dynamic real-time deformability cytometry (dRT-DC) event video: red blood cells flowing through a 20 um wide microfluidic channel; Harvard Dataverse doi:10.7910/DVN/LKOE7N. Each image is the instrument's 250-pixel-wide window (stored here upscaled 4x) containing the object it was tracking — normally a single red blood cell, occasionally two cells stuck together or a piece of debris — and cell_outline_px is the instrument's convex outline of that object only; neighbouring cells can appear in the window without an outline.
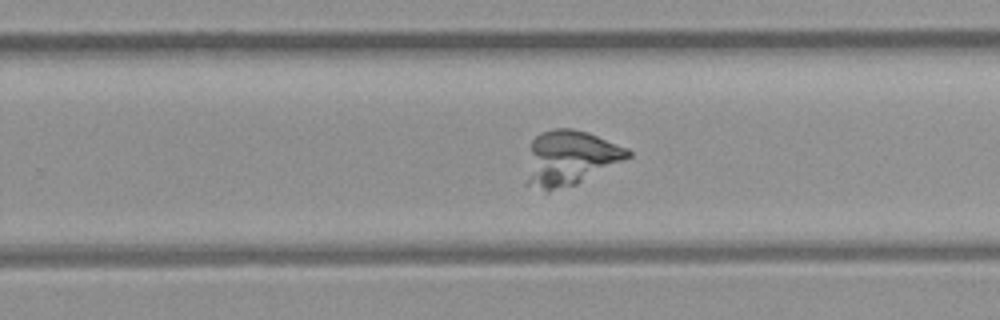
{"species": "common noctule bat (a hibernating species)", "species_latin": "Nyctalus noctula", "temperature_condition": "room temperature", "stored_images_in_passage": 41, "camera_frame_rate_fps": 3000, "um_per_image_px": 0.085, "animal": {"sex": "female", "body_mass_g": 21.9}, "frame": {"image": 1, "passage_image": 29, "time_ms": 9.333, "image_size_px": [1000, 320], "cell_outline_px": [[632, 156], [576, 184], [548, 192], [544, 192], [524, 184], [532, 140], [540, 132], [556, 128], [572, 128], [588, 132], [628, 148], [632, 152]], "centroid_in_image_um": [48.42, 13.44], "position_along_channel_um": 281.4, "area_um2": 32.66}}
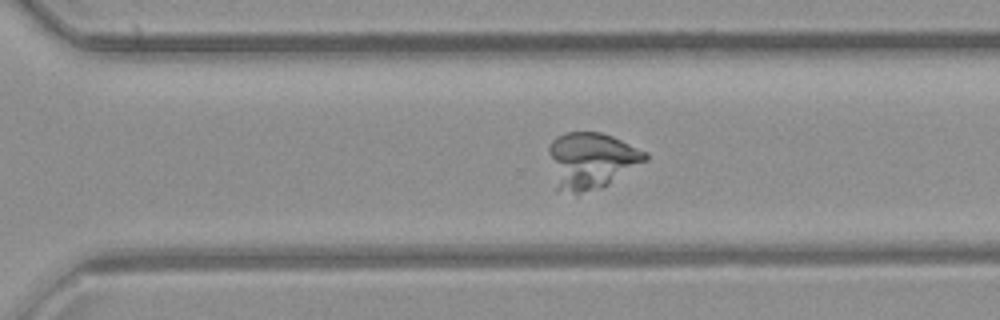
{"frame": {"image": 2, "passage_image": 32, "time_ms": 10.333, "image_size_px": [1000, 320], "cell_outline_px": [[648, 160], [608, 184], [600, 188], [576, 196], [556, 192], [548, 152], [548, 148], [552, 140], [556, 136], [564, 132], [600, 132], [612, 136], [648, 152]], "centroid_in_image_um": [50.2, 13.68], "position_along_channel_um": 320.4, "area_um2": 32.43}}
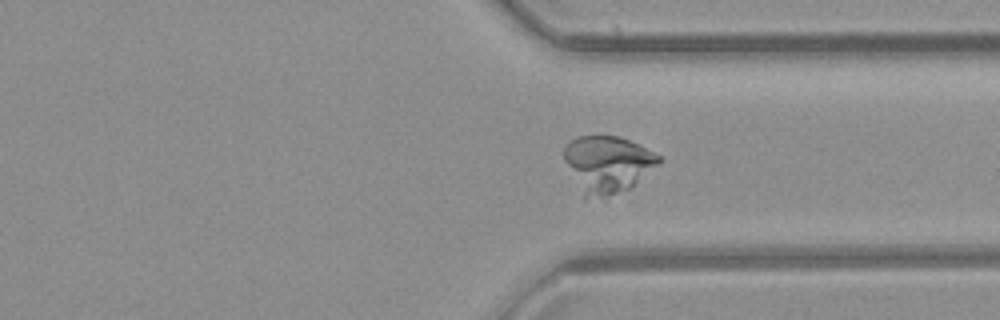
{"frame": {"image": 3, "passage_image": 35, "time_ms": 11.333, "image_size_px": [1000, 320], "cell_outline_px": [[660, 164], [628, 188], [608, 196], [584, 200], [564, 160], [564, 148], [576, 136], [616, 136], [628, 140], [660, 156]], "centroid_in_image_um": [51.59, 13.97], "position_along_channel_um": 359.8, "area_um2": 30.98}}